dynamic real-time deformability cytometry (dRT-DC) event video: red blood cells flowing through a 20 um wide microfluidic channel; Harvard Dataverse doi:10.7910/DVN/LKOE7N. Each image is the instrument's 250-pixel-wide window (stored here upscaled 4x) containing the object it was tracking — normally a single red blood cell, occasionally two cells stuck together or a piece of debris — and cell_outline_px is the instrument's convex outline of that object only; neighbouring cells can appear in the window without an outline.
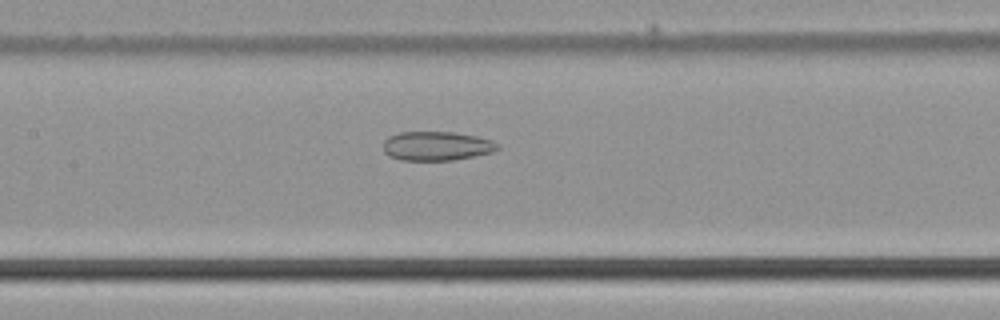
{"species": "common noctule bat (a hibernating species)", "species_latin": "Nyctalus noctula", "temperature_condition": "cold", "stored_images_in_passage": 36, "camera_frame_rate_fps": 3000, "um_per_image_px": 0.085, "animal": {"sex": "male", "body_mass_g": 21.5, "forearm_length_mm": 52.0}, "frame": {"image": 1, "passage_image": 19, "time_ms": 6.0, "image_size_px": [1000, 320], "cell_outline_px": [[500, 148], [492, 152], [452, 160], [400, 160], [388, 156], [384, 152], [384, 140], [388, 136], [400, 132], [452, 132], [476, 136], [492, 140], [500, 144]], "centroid_in_image_um": [37.1, 12.4], "position_along_channel_um": 170.3, "area_um2": 19.42}}
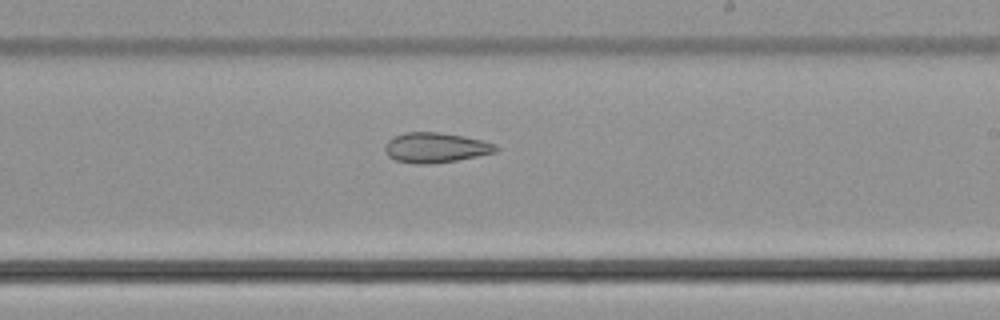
{"frame": {"image": 2, "passage_image": 25, "time_ms": 8.0, "image_size_px": [1000, 320], "cell_outline_px": [[500, 148], [496, 152], [456, 160], [428, 164], [416, 164], [396, 160], [388, 156], [384, 148], [384, 144], [392, 136], [404, 132], [440, 132], [464, 136], [484, 140], [496, 144]], "centroid_in_image_um": [37.02, 12.53], "position_along_channel_um": 252.0, "area_um2": 19.59}}
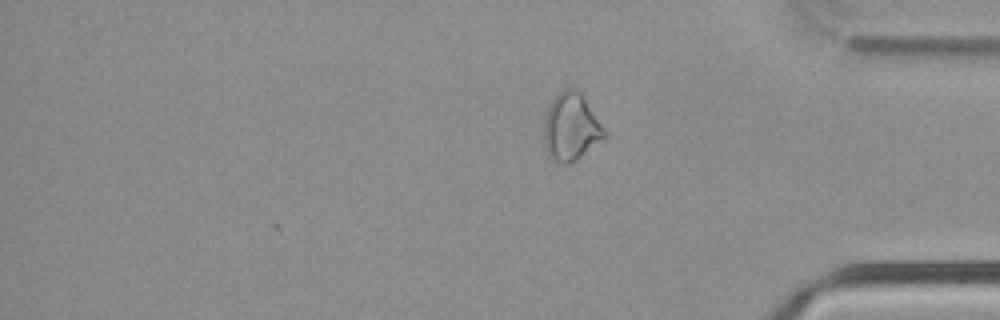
{"frame": {"image": 3, "passage_image": 36, "time_ms": 11.667, "image_size_px": [1000, 320], "cell_outline_px": [[608, 136], [576, 160], [568, 164], [560, 164], [552, 160], [548, 156], [544, 148], [544, 120], [548, 108], [552, 100], [564, 88], [576, 88], [584, 96], [608, 132]], "centroid_in_image_um": [48.56, 10.82], "position_along_channel_um": 386.6, "area_um2": 24.22}}